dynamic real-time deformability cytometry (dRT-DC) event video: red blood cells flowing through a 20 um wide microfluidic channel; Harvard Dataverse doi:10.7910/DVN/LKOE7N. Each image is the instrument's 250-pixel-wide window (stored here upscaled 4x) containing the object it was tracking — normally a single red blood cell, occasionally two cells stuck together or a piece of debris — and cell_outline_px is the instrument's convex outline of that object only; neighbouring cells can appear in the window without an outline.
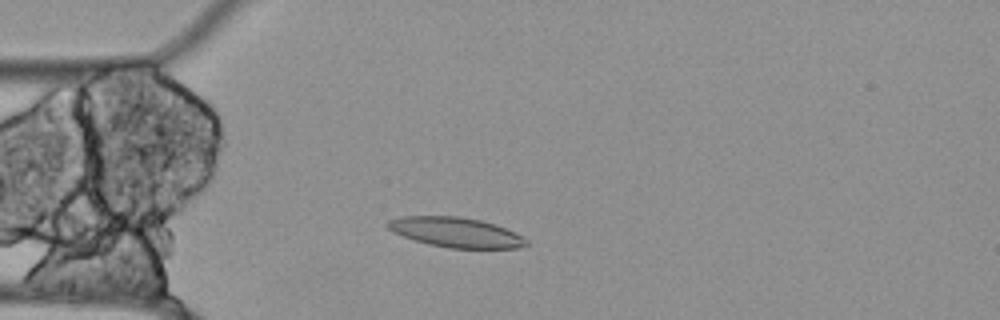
{"species": "Egyptian fruit bat (a non-hibernating species)", "species_latin": "Rousettus aegyptiacus", "temperature_condition": "cold", "stored_images_in_passage": 53, "camera_frame_rate_fps": 3000, "um_per_image_px": 0.085, "animal": {"sex": "female"}, "frame": {"image": 1, "passage_image": 11, "time_ms": 3.333, "image_size_px": [1000, 320], "cell_outline_px": [[528, 244], [516, 248], [448, 248], [428, 244], [392, 232], [384, 224], [388, 220], [404, 216], [456, 216], [480, 220], [504, 228], [528, 240]], "centroid_in_image_um": [38.69, 19.75], "position_along_channel_um": 46.3, "area_um2": 23.81}}
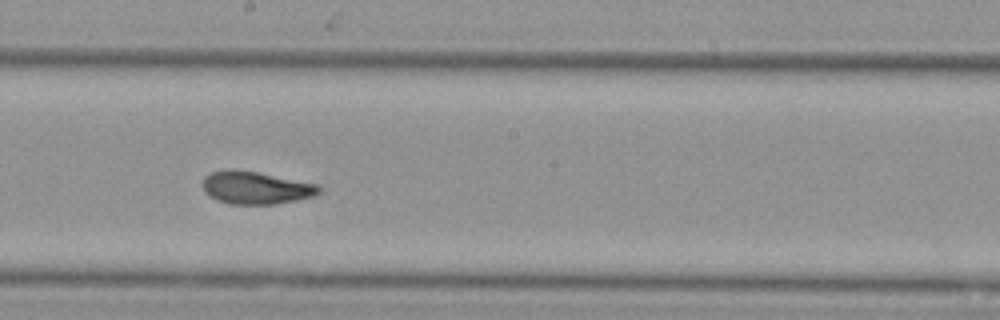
{"frame": {"image": 2, "passage_image": 27, "time_ms": 8.667, "image_size_px": [1000, 320], "cell_outline_px": [[320, 192], [316, 196], [296, 200], [272, 204], [228, 204], [216, 200], [208, 196], [204, 192], [200, 184], [204, 176], [212, 172], [232, 168], [256, 172], [316, 184], [320, 188]], "centroid_in_image_um": [21.66, 15.96], "position_along_channel_um": 226.5, "area_um2": 22.25}}
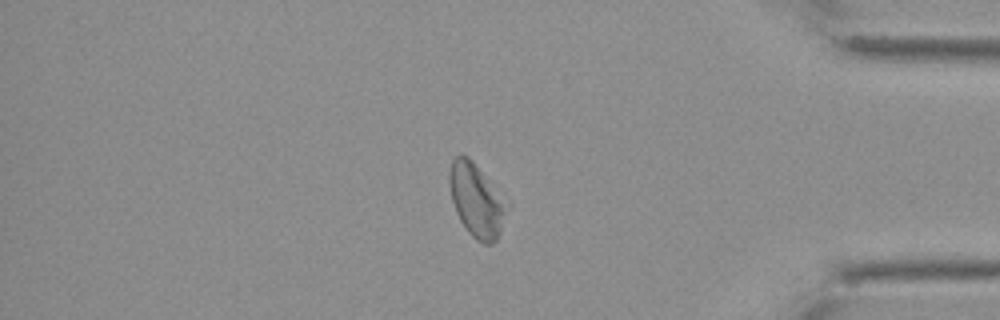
{"frame": {"image": 3, "passage_image": 44, "time_ms": 14.333, "image_size_px": [1000, 320], "cell_outline_px": [[500, 232], [496, 240], [492, 244], [484, 244], [476, 240], [468, 232], [460, 220], [456, 212], [452, 200], [448, 184], [448, 172], [452, 160], [460, 152], [468, 156], [472, 160], [480, 172], [500, 204]], "centroid_in_image_um": [40.29, 17.02], "position_along_channel_um": 394.9, "area_um2": 22.31}, "authors_computed_cell_mechanics": {"area_um2": 23.3512, "velocity_mm_per_s": 3.457, "shape_relaxation_time_tau1_ms": null, "shape_relaxation_time_tau2_ms": 3.129, "deformation_change_tau1": null, "deformation_change_tau2": 0.0717}}